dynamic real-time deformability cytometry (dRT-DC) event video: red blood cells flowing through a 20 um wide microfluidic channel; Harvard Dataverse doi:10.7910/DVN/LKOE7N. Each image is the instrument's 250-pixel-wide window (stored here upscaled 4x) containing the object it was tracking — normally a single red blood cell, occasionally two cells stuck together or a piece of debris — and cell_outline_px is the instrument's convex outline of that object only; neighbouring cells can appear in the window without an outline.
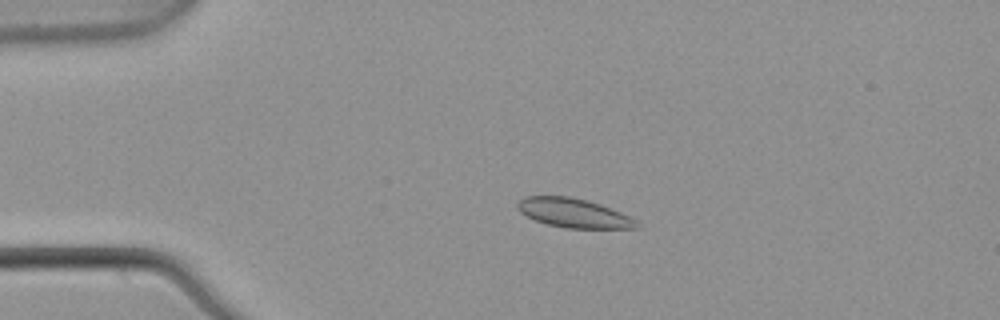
{"species": "common noctule bat (a hibernating species)", "species_latin": "Nyctalus noctula", "temperature_condition": "warm", "stored_images_in_passage": 4, "camera_frame_rate_fps": 3000, "um_per_image_px": 0.085, "animal": {"sex": "male", "body_mass_g": 21.5, "forearm_length_mm": 52.0}, "frame": {"image": 1, "passage_image": 3, "time_ms": 0.667, "image_size_px": [1000, 320], "cell_outline_px": [[640, 228], [564, 228], [548, 224], [536, 220], [520, 212], [516, 208], [516, 204], [524, 196], [568, 196], [588, 200], [600, 204], [620, 212], [636, 220], [640, 224]], "centroid_in_image_um": [48.76, 18.1], "position_along_channel_um": 36.2, "area_um2": 20.17}}